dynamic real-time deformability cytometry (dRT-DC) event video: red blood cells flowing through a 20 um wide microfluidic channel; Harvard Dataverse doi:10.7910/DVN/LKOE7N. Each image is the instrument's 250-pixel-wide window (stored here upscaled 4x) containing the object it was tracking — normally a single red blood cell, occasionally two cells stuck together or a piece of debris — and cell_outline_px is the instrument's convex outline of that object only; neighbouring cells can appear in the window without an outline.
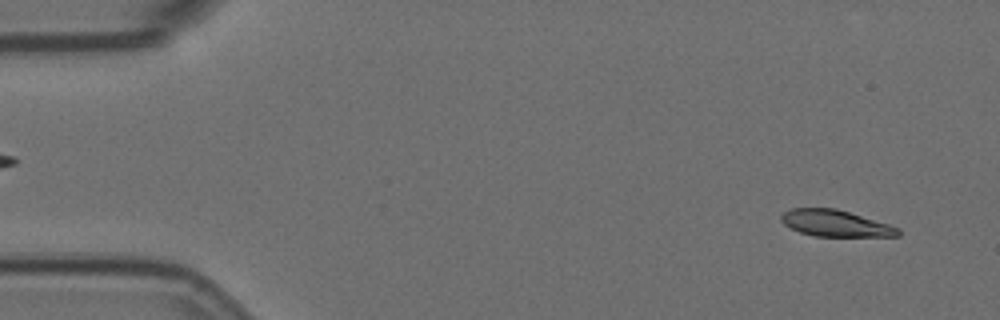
{"species": "Egyptian fruit bat (a non-hibernating species)", "species_latin": "Rousettus aegyptiacus", "temperature_condition": "room temperature", "stored_images_in_passage": 56, "camera_frame_rate_fps": 3000, "um_per_image_px": 0.085, "animal": {"sex": "female"}, "frame": {"image": 1, "passage_image": 3, "time_ms": 0.667, "image_size_px": [1000, 320], "cell_outline_px": [[900, 236], [816, 236], [800, 232], [784, 224], [780, 220], [780, 216], [784, 212], [792, 208], [836, 208], [888, 224], [900, 228]], "centroid_in_image_um": [71.0, 18.98], "position_along_channel_um": 14.0, "area_um2": 17.86}}
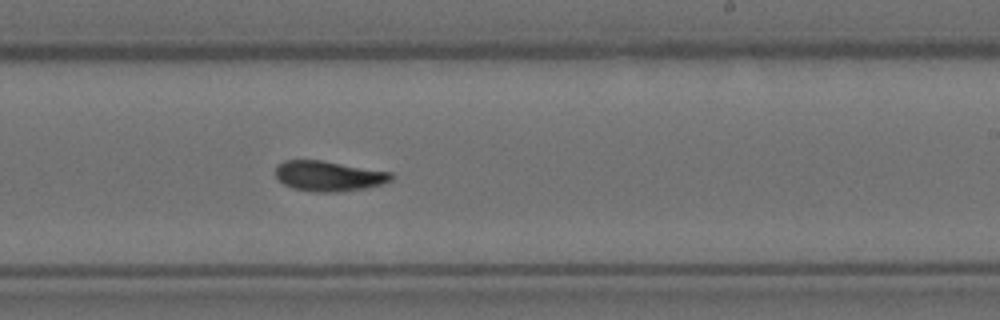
{"frame": {"image": 2, "passage_image": 33, "time_ms": 10.667, "image_size_px": [1000, 320], "cell_outline_px": [[392, 180], [384, 184], [368, 188], [336, 192], [316, 192], [292, 188], [284, 184], [276, 176], [276, 168], [284, 160], [320, 160], [392, 172]], "centroid_in_image_um": [27.97, 14.97], "position_along_channel_um": 261.0, "area_um2": 20.35}}
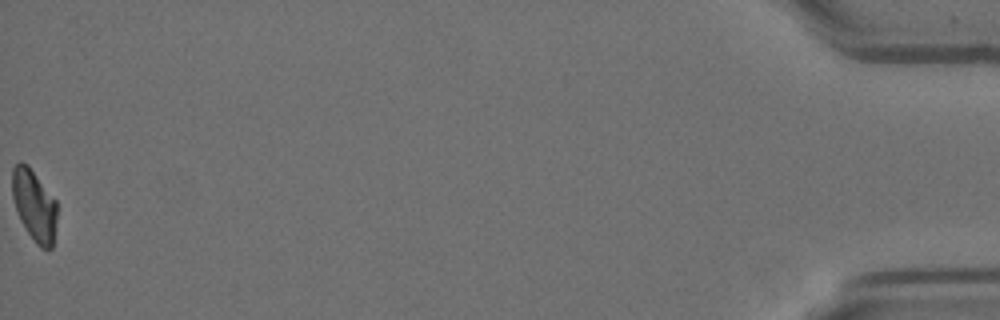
{"frame": {"image": 3, "passage_image": 56, "time_ms": 18.333, "image_size_px": [1000, 320], "cell_outline_px": [[56, 220], [52, 248], [48, 252], [40, 248], [36, 244], [20, 220], [16, 212], [12, 196], [12, 168], [20, 160], [28, 164], [56, 200]], "centroid_in_image_um": [2.9, 17.45], "position_along_channel_um": 432.3, "area_um2": 18.84}, "authors_computed_cell_mechanics": {"area_um2": 19.5942, "velocity_mm_per_s": 3.5778, "shape_relaxation_time_tau1_ms": 4.0637, "shape_relaxation_time_tau2_ms": 3.3126, "deformation_change_tau1": 0.1428, "deformation_change_tau2": 0.0832}}